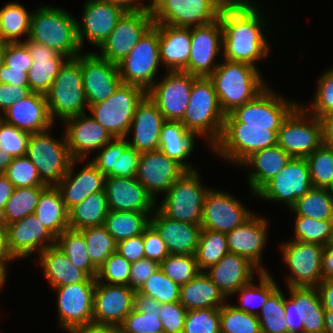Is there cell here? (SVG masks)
Instances as JSON below:
<instances>
[{"label": "cell", "mask_w": 333, "mask_h": 333, "mask_svg": "<svg viewBox=\"0 0 333 333\" xmlns=\"http://www.w3.org/2000/svg\"><path fill=\"white\" fill-rule=\"evenodd\" d=\"M260 7L251 0L242 8L221 10L219 19L223 30L224 60L244 62L258 68L256 62L268 57L271 50L264 33L267 22Z\"/></svg>", "instance_id": "cell-1"}, {"label": "cell", "mask_w": 333, "mask_h": 333, "mask_svg": "<svg viewBox=\"0 0 333 333\" xmlns=\"http://www.w3.org/2000/svg\"><path fill=\"white\" fill-rule=\"evenodd\" d=\"M258 68L244 62L224 60L209 76L225 114L255 99L269 85Z\"/></svg>", "instance_id": "cell-2"}, {"label": "cell", "mask_w": 333, "mask_h": 333, "mask_svg": "<svg viewBox=\"0 0 333 333\" xmlns=\"http://www.w3.org/2000/svg\"><path fill=\"white\" fill-rule=\"evenodd\" d=\"M28 39L44 44L68 58L83 50L77 35V19L63 8L40 5L31 15Z\"/></svg>", "instance_id": "cell-3"}, {"label": "cell", "mask_w": 333, "mask_h": 333, "mask_svg": "<svg viewBox=\"0 0 333 333\" xmlns=\"http://www.w3.org/2000/svg\"><path fill=\"white\" fill-rule=\"evenodd\" d=\"M224 118L212 81L209 77H197L180 123L197 137L203 136L211 149L220 138Z\"/></svg>", "instance_id": "cell-4"}, {"label": "cell", "mask_w": 333, "mask_h": 333, "mask_svg": "<svg viewBox=\"0 0 333 333\" xmlns=\"http://www.w3.org/2000/svg\"><path fill=\"white\" fill-rule=\"evenodd\" d=\"M277 138L278 131L271 130V126H245L228 113L211 151L238 166L254 152L276 146Z\"/></svg>", "instance_id": "cell-5"}, {"label": "cell", "mask_w": 333, "mask_h": 333, "mask_svg": "<svg viewBox=\"0 0 333 333\" xmlns=\"http://www.w3.org/2000/svg\"><path fill=\"white\" fill-rule=\"evenodd\" d=\"M48 110L53 122L86 114L88 104L84 94L80 54L68 58L62 65L50 90L46 93Z\"/></svg>", "instance_id": "cell-6"}, {"label": "cell", "mask_w": 333, "mask_h": 333, "mask_svg": "<svg viewBox=\"0 0 333 333\" xmlns=\"http://www.w3.org/2000/svg\"><path fill=\"white\" fill-rule=\"evenodd\" d=\"M199 174L197 169L186 170L156 207L170 219L201 225L203 205L210 188L202 184Z\"/></svg>", "instance_id": "cell-7"}, {"label": "cell", "mask_w": 333, "mask_h": 333, "mask_svg": "<svg viewBox=\"0 0 333 333\" xmlns=\"http://www.w3.org/2000/svg\"><path fill=\"white\" fill-rule=\"evenodd\" d=\"M145 95L142 88L121 83L108 99L88 106L89 116L113 138H127L136 106Z\"/></svg>", "instance_id": "cell-8"}, {"label": "cell", "mask_w": 333, "mask_h": 333, "mask_svg": "<svg viewBox=\"0 0 333 333\" xmlns=\"http://www.w3.org/2000/svg\"><path fill=\"white\" fill-rule=\"evenodd\" d=\"M322 144L321 120L298 104L282 122L277 145L292 158H305Z\"/></svg>", "instance_id": "cell-9"}, {"label": "cell", "mask_w": 333, "mask_h": 333, "mask_svg": "<svg viewBox=\"0 0 333 333\" xmlns=\"http://www.w3.org/2000/svg\"><path fill=\"white\" fill-rule=\"evenodd\" d=\"M160 64L159 30L153 24L118 64L121 81L147 92L156 82L154 79Z\"/></svg>", "instance_id": "cell-10"}, {"label": "cell", "mask_w": 333, "mask_h": 333, "mask_svg": "<svg viewBox=\"0 0 333 333\" xmlns=\"http://www.w3.org/2000/svg\"><path fill=\"white\" fill-rule=\"evenodd\" d=\"M50 130L30 135L25 156L36 166L46 186H56L66 175L73 158L65 135L59 141L51 136Z\"/></svg>", "instance_id": "cell-11"}, {"label": "cell", "mask_w": 333, "mask_h": 333, "mask_svg": "<svg viewBox=\"0 0 333 333\" xmlns=\"http://www.w3.org/2000/svg\"><path fill=\"white\" fill-rule=\"evenodd\" d=\"M154 24L191 28L214 22L221 9L211 0H150Z\"/></svg>", "instance_id": "cell-12"}, {"label": "cell", "mask_w": 333, "mask_h": 333, "mask_svg": "<svg viewBox=\"0 0 333 333\" xmlns=\"http://www.w3.org/2000/svg\"><path fill=\"white\" fill-rule=\"evenodd\" d=\"M283 262L291 272L286 276L288 287H317L322 281L324 246L299 241H285L279 246Z\"/></svg>", "instance_id": "cell-13"}, {"label": "cell", "mask_w": 333, "mask_h": 333, "mask_svg": "<svg viewBox=\"0 0 333 333\" xmlns=\"http://www.w3.org/2000/svg\"><path fill=\"white\" fill-rule=\"evenodd\" d=\"M284 319L288 333H324V309L316 287H288Z\"/></svg>", "instance_id": "cell-14"}, {"label": "cell", "mask_w": 333, "mask_h": 333, "mask_svg": "<svg viewBox=\"0 0 333 333\" xmlns=\"http://www.w3.org/2000/svg\"><path fill=\"white\" fill-rule=\"evenodd\" d=\"M153 24L150 10L126 11L97 54L118 65Z\"/></svg>", "instance_id": "cell-15"}, {"label": "cell", "mask_w": 333, "mask_h": 333, "mask_svg": "<svg viewBox=\"0 0 333 333\" xmlns=\"http://www.w3.org/2000/svg\"><path fill=\"white\" fill-rule=\"evenodd\" d=\"M196 78L184 71H167L164 78L155 82L146 94L156 104L166 121H181Z\"/></svg>", "instance_id": "cell-16"}, {"label": "cell", "mask_w": 333, "mask_h": 333, "mask_svg": "<svg viewBox=\"0 0 333 333\" xmlns=\"http://www.w3.org/2000/svg\"><path fill=\"white\" fill-rule=\"evenodd\" d=\"M299 103L288 101L267 87L255 99L236 107L230 114L245 126H271L279 131L282 122Z\"/></svg>", "instance_id": "cell-17"}, {"label": "cell", "mask_w": 333, "mask_h": 333, "mask_svg": "<svg viewBox=\"0 0 333 333\" xmlns=\"http://www.w3.org/2000/svg\"><path fill=\"white\" fill-rule=\"evenodd\" d=\"M312 187L305 158H292L256 193V197L265 201L285 203L291 208L296 200L304 196Z\"/></svg>", "instance_id": "cell-18"}, {"label": "cell", "mask_w": 333, "mask_h": 333, "mask_svg": "<svg viewBox=\"0 0 333 333\" xmlns=\"http://www.w3.org/2000/svg\"><path fill=\"white\" fill-rule=\"evenodd\" d=\"M222 34L219 18L206 25L191 27V52L183 71L196 77H209L219 65L215 60L222 55Z\"/></svg>", "instance_id": "cell-19"}, {"label": "cell", "mask_w": 333, "mask_h": 333, "mask_svg": "<svg viewBox=\"0 0 333 333\" xmlns=\"http://www.w3.org/2000/svg\"><path fill=\"white\" fill-rule=\"evenodd\" d=\"M80 64L88 106L108 99L122 83L118 65L96 52L80 53Z\"/></svg>", "instance_id": "cell-20"}, {"label": "cell", "mask_w": 333, "mask_h": 333, "mask_svg": "<svg viewBox=\"0 0 333 333\" xmlns=\"http://www.w3.org/2000/svg\"><path fill=\"white\" fill-rule=\"evenodd\" d=\"M253 214V211L248 210L230 193L210 189L203 205L201 227L228 233L242 225Z\"/></svg>", "instance_id": "cell-21"}, {"label": "cell", "mask_w": 333, "mask_h": 333, "mask_svg": "<svg viewBox=\"0 0 333 333\" xmlns=\"http://www.w3.org/2000/svg\"><path fill=\"white\" fill-rule=\"evenodd\" d=\"M96 282L53 288L57 295L59 326L63 330L93 323V294Z\"/></svg>", "instance_id": "cell-22"}, {"label": "cell", "mask_w": 333, "mask_h": 333, "mask_svg": "<svg viewBox=\"0 0 333 333\" xmlns=\"http://www.w3.org/2000/svg\"><path fill=\"white\" fill-rule=\"evenodd\" d=\"M136 291L128 285L96 281L93 294V323L119 327L134 309Z\"/></svg>", "instance_id": "cell-23"}, {"label": "cell", "mask_w": 333, "mask_h": 333, "mask_svg": "<svg viewBox=\"0 0 333 333\" xmlns=\"http://www.w3.org/2000/svg\"><path fill=\"white\" fill-rule=\"evenodd\" d=\"M81 23L77 20V35L81 48L84 40L99 48L126 12L122 7L103 0L84 3Z\"/></svg>", "instance_id": "cell-24"}, {"label": "cell", "mask_w": 333, "mask_h": 333, "mask_svg": "<svg viewBox=\"0 0 333 333\" xmlns=\"http://www.w3.org/2000/svg\"><path fill=\"white\" fill-rule=\"evenodd\" d=\"M185 171L180 163L158 149L140 154L136 179L157 202V194L166 193Z\"/></svg>", "instance_id": "cell-25"}, {"label": "cell", "mask_w": 333, "mask_h": 333, "mask_svg": "<svg viewBox=\"0 0 333 333\" xmlns=\"http://www.w3.org/2000/svg\"><path fill=\"white\" fill-rule=\"evenodd\" d=\"M8 248L13 257L29 258L31 254L41 253L55 246L56 238L41 224L34 214L4 226Z\"/></svg>", "instance_id": "cell-26"}, {"label": "cell", "mask_w": 333, "mask_h": 333, "mask_svg": "<svg viewBox=\"0 0 333 333\" xmlns=\"http://www.w3.org/2000/svg\"><path fill=\"white\" fill-rule=\"evenodd\" d=\"M65 139L73 159H87L92 151L100 150L113 137L96 120L87 114L63 121Z\"/></svg>", "instance_id": "cell-27"}, {"label": "cell", "mask_w": 333, "mask_h": 333, "mask_svg": "<svg viewBox=\"0 0 333 333\" xmlns=\"http://www.w3.org/2000/svg\"><path fill=\"white\" fill-rule=\"evenodd\" d=\"M268 222L255 213L242 225L226 233L229 252L241 255L260 272H268L263 265L262 253L267 244Z\"/></svg>", "instance_id": "cell-28"}, {"label": "cell", "mask_w": 333, "mask_h": 333, "mask_svg": "<svg viewBox=\"0 0 333 333\" xmlns=\"http://www.w3.org/2000/svg\"><path fill=\"white\" fill-rule=\"evenodd\" d=\"M104 190L110 211H134L152 215L157 205L136 177H105Z\"/></svg>", "instance_id": "cell-29"}, {"label": "cell", "mask_w": 333, "mask_h": 333, "mask_svg": "<svg viewBox=\"0 0 333 333\" xmlns=\"http://www.w3.org/2000/svg\"><path fill=\"white\" fill-rule=\"evenodd\" d=\"M0 118L29 134L40 133L54 126L46 94L38 92H31L24 99L18 100Z\"/></svg>", "instance_id": "cell-30"}, {"label": "cell", "mask_w": 333, "mask_h": 333, "mask_svg": "<svg viewBox=\"0 0 333 333\" xmlns=\"http://www.w3.org/2000/svg\"><path fill=\"white\" fill-rule=\"evenodd\" d=\"M166 120L156 104L147 96L137 104L127 137L133 133L129 146L138 152H150L159 149L161 128Z\"/></svg>", "instance_id": "cell-31"}, {"label": "cell", "mask_w": 333, "mask_h": 333, "mask_svg": "<svg viewBox=\"0 0 333 333\" xmlns=\"http://www.w3.org/2000/svg\"><path fill=\"white\" fill-rule=\"evenodd\" d=\"M150 225L166 244L169 254L195 255L202 230L201 225L170 219L157 207L150 216Z\"/></svg>", "instance_id": "cell-32"}, {"label": "cell", "mask_w": 333, "mask_h": 333, "mask_svg": "<svg viewBox=\"0 0 333 333\" xmlns=\"http://www.w3.org/2000/svg\"><path fill=\"white\" fill-rule=\"evenodd\" d=\"M80 161L83 162L84 159H73L66 175L56 185L67 210L82 202L89 195L104 191L106 176L91 161L86 162L78 174H73L76 163Z\"/></svg>", "instance_id": "cell-33"}, {"label": "cell", "mask_w": 333, "mask_h": 333, "mask_svg": "<svg viewBox=\"0 0 333 333\" xmlns=\"http://www.w3.org/2000/svg\"><path fill=\"white\" fill-rule=\"evenodd\" d=\"M22 42L26 45L33 60L28 71L29 88L32 92L46 94L68 57L30 39Z\"/></svg>", "instance_id": "cell-34"}, {"label": "cell", "mask_w": 333, "mask_h": 333, "mask_svg": "<svg viewBox=\"0 0 333 333\" xmlns=\"http://www.w3.org/2000/svg\"><path fill=\"white\" fill-rule=\"evenodd\" d=\"M254 272L260 271L246 258L231 252L205 271L226 298L254 279Z\"/></svg>", "instance_id": "cell-35"}, {"label": "cell", "mask_w": 333, "mask_h": 333, "mask_svg": "<svg viewBox=\"0 0 333 333\" xmlns=\"http://www.w3.org/2000/svg\"><path fill=\"white\" fill-rule=\"evenodd\" d=\"M159 30L161 65L167 71H183L191 52V28L155 24Z\"/></svg>", "instance_id": "cell-36"}, {"label": "cell", "mask_w": 333, "mask_h": 333, "mask_svg": "<svg viewBox=\"0 0 333 333\" xmlns=\"http://www.w3.org/2000/svg\"><path fill=\"white\" fill-rule=\"evenodd\" d=\"M291 159L292 157L278 145L256 151L246 158L239 166H251L250 168L254 169H250L247 177L251 195L255 196Z\"/></svg>", "instance_id": "cell-37"}, {"label": "cell", "mask_w": 333, "mask_h": 333, "mask_svg": "<svg viewBox=\"0 0 333 333\" xmlns=\"http://www.w3.org/2000/svg\"><path fill=\"white\" fill-rule=\"evenodd\" d=\"M39 262L43 274L52 288L77 284L82 282H96L85 271L75 267L67 256L57 246H52L39 255Z\"/></svg>", "instance_id": "cell-38"}, {"label": "cell", "mask_w": 333, "mask_h": 333, "mask_svg": "<svg viewBox=\"0 0 333 333\" xmlns=\"http://www.w3.org/2000/svg\"><path fill=\"white\" fill-rule=\"evenodd\" d=\"M205 272H199L191 281L181 286L180 303L187 311L220 308L227 300Z\"/></svg>", "instance_id": "cell-39"}, {"label": "cell", "mask_w": 333, "mask_h": 333, "mask_svg": "<svg viewBox=\"0 0 333 333\" xmlns=\"http://www.w3.org/2000/svg\"><path fill=\"white\" fill-rule=\"evenodd\" d=\"M195 137L180 121H165L161 128L159 149L186 170H195L194 166L185 161L195 148Z\"/></svg>", "instance_id": "cell-40"}, {"label": "cell", "mask_w": 333, "mask_h": 333, "mask_svg": "<svg viewBox=\"0 0 333 333\" xmlns=\"http://www.w3.org/2000/svg\"><path fill=\"white\" fill-rule=\"evenodd\" d=\"M162 304L154 298L136 292L134 309L119 326L121 333H152L162 331L159 318Z\"/></svg>", "instance_id": "cell-41"}, {"label": "cell", "mask_w": 333, "mask_h": 333, "mask_svg": "<svg viewBox=\"0 0 333 333\" xmlns=\"http://www.w3.org/2000/svg\"><path fill=\"white\" fill-rule=\"evenodd\" d=\"M33 214L55 238L69 229L68 210L56 186H47L41 192Z\"/></svg>", "instance_id": "cell-42"}, {"label": "cell", "mask_w": 333, "mask_h": 333, "mask_svg": "<svg viewBox=\"0 0 333 333\" xmlns=\"http://www.w3.org/2000/svg\"><path fill=\"white\" fill-rule=\"evenodd\" d=\"M109 211L105 190L93 193L68 210L69 229L103 225Z\"/></svg>", "instance_id": "cell-43"}, {"label": "cell", "mask_w": 333, "mask_h": 333, "mask_svg": "<svg viewBox=\"0 0 333 333\" xmlns=\"http://www.w3.org/2000/svg\"><path fill=\"white\" fill-rule=\"evenodd\" d=\"M32 12L18 2H9L0 9V40L5 43L22 42L28 39Z\"/></svg>", "instance_id": "cell-44"}, {"label": "cell", "mask_w": 333, "mask_h": 333, "mask_svg": "<svg viewBox=\"0 0 333 333\" xmlns=\"http://www.w3.org/2000/svg\"><path fill=\"white\" fill-rule=\"evenodd\" d=\"M150 216V213L134 211H109L103 225L118 243L142 234L150 225Z\"/></svg>", "instance_id": "cell-45"}, {"label": "cell", "mask_w": 333, "mask_h": 333, "mask_svg": "<svg viewBox=\"0 0 333 333\" xmlns=\"http://www.w3.org/2000/svg\"><path fill=\"white\" fill-rule=\"evenodd\" d=\"M259 283H253V279L235 294H239L240 305L234 304L238 309L257 316L268 297L279 287L270 272H259ZM258 310L256 311V309Z\"/></svg>", "instance_id": "cell-46"}, {"label": "cell", "mask_w": 333, "mask_h": 333, "mask_svg": "<svg viewBox=\"0 0 333 333\" xmlns=\"http://www.w3.org/2000/svg\"><path fill=\"white\" fill-rule=\"evenodd\" d=\"M290 209L296 216L333 221V197L326 188L312 187Z\"/></svg>", "instance_id": "cell-47"}, {"label": "cell", "mask_w": 333, "mask_h": 333, "mask_svg": "<svg viewBox=\"0 0 333 333\" xmlns=\"http://www.w3.org/2000/svg\"><path fill=\"white\" fill-rule=\"evenodd\" d=\"M55 245L64 253L71 263L85 271L91 278H96L98 269L91 263L83 234L78 230H64Z\"/></svg>", "instance_id": "cell-48"}, {"label": "cell", "mask_w": 333, "mask_h": 333, "mask_svg": "<svg viewBox=\"0 0 333 333\" xmlns=\"http://www.w3.org/2000/svg\"><path fill=\"white\" fill-rule=\"evenodd\" d=\"M46 187L14 188L12 196L6 202L5 209L0 217V224L5 226L33 214L39 203L40 194Z\"/></svg>", "instance_id": "cell-49"}, {"label": "cell", "mask_w": 333, "mask_h": 333, "mask_svg": "<svg viewBox=\"0 0 333 333\" xmlns=\"http://www.w3.org/2000/svg\"><path fill=\"white\" fill-rule=\"evenodd\" d=\"M229 253L226 233L202 229L195 253L198 268L205 272Z\"/></svg>", "instance_id": "cell-50"}, {"label": "cell", "mask_w": 333, "mask_h": 333, "mask_svg": "<svg viewBox=\"0 0 333 333\" xmlns=\"http://www.w3.org/2000/svg\"><path fill=\"white\" fill-rule=\"evenodd\" d=\"M293 241L327 246L333 241V221L295 216Z\"/></svg>", "instance_id": "cell-51"}, {"label": "cell", "mask_w": 333, "mask_h": 333, "mask_svg": "<svg viewBox=\"0 0 333 333\" xmlns=\"http://www.w3.org/2000/svg\"><path fill=\"white\" fill-rule=\"evenodd\" d=\"M87 245L91 263L99 269L105 260L116 252L117 243L104 225L80 230Z\"/></svg>", "instance_id": "cell-52"}, {"label": "cell", "mask_w": 333, "mask_h": 333, "mask_svg": "<svg viewBox=\"0 0 333 333\" xmlns=\"http://www.w3.org/2000/svg\"><path fill=\"white\" fill-rule=\"evenodd\" d=\"M284 316V294L278 287L268 297L257 315L261 333H288L287 321Z\"/></svg>", "instance_id": "cell-53"}, {"label": "cell", "mask_w": 333, "mask_h": 333, "mask_svg": "<svg viewBox=\"0 0 333 333\" xmlns=\"http://www.w3.org/2000/svg\"><path fill=\"white\" fill-rule=\"evenodd\" d=\"M305 160L312 186L328 189L333 182V148L322 144Z\"/></svg>", "instance_id": "cell-54"}, {"label": "cell", "mask_w": 333, "mask_h": 333, "mask_svg": "<svg viewBox=\"0 0 333 333\" xmlns=\"http://www.w3.org/2000/svg\"><path fill=\"white\" fill-rule=\"evenodd\" d=\"M220 333H261L257 316L227 302L220 307Z\"/></svg>", "instance_id": "cell-55"}, {"label": "cell", "mask_w": 333, "mask_h": 333, "mask_svg": "<svg viewBox=\"0 0 333 333\" xmlns=\"http://www.w3.org/2000/svg\"><path fill=\"white\" fill-rule=\"evenodd\" d=\"M180 289L181 286L173 282L159 268L144 282L137 293L154 298L162 304L180 301Z\"/></svg>", "instance_id": "cell-56"}, {"label": "cell", "mask_w": 333, "mask_h": 333, "mask_svg": "<svg viewBox=\"0 0 333 333\" xmlns=\"http://www.w3.org/2000/svg\"><path fill=\"white\" fill-rule=\"evenodd\" d=\"M160 268L179 286L191 281L200 272L195 255L169 254L160 263Z\"/></svg>", "instance_id": "cell-57"}, {"label": "cell", "mask_w": 333, "mask_h": 333, "mask_svg": "<svg viewBox=\"0 0 333 333\" xmlns=\"http://www.w3.org/2000/svg\"><path fill=\"white\" fill-rule=\"evenodd\" d=\"M4 174L14 188L46 186L39 177L36 166L27 156L12 158Z\"/></svg>", "instance_id": "cell-58"}, {"label": "cell", "mask_w": 333, "mask_h": 333, "mask_svg": "<svg viewBox=\"0 0 333 333\" xmlns=\"http://www.w3.org/2000/svg\"><path fill=\"white\" fill-rule=\"evenodd\" d=\"M302 106L319 119L333 113V68L324 71L318 79L313 102L309 107Z\"/></svg>", "instance_id": "cell-59"}, {"label": "cell", "mask_w": 333, "mask_h": 333, "mask_svg": "<svg viewBox=\"0 0 333 333\" xmlns=\"http://www.w3.org/2000/svg\"><path fill=\"white\" fill-rule=\"evenodd\" d=\"M131 264L119 253H112L98 269L96 281L129 286Z\"/></svg>", "instance_id": "cell-60"}, {"label": "cell", "mask_w": 333, "mask_h": 333, "mask_svg": "<svg viewBox=\"0 0 333 333\" xmlns=\"http://www.w3.org/2000/svg\"><path fill=\"white\" fill-rule=\"evenodd\" d=\"M183 333H220V308L189 310Z\"/></svg>", "instance_id": "cell-61"}, {"label": "cell", "mask_w": 333, "mask_h": 333, "mask_svg": "<svg viewBox=\"0 0 333 333\" xmlns=\"http://www.w3.org/2000/svg\"><path fill=\"white\" fill-rule=\"evenodd\" d=\"M30 135L0 118V150L6 155L25 156Z\"/></svg>", "instance_id": "cell-62"}, {"label": "cell", "mask_w": 333, "mask_h": 333, "mask_svg": "<svg viewBox=\"0 0 333 333\" xmlns=\"http://www.w3.org/2000/svg\"><path fill=\"white\" fill-rule=\"evenodd\" d=\"M127 138H113L100 150V153L91 159V163L107 176L115 167V161L124 153L129 146Z\"/></svg>", "instance_id": "cell-63"}, {"label": "cell", "mask_w": 333, "mask_h": 333, "mask_svg": "<svg viewBox=\"0 0 333 333\" xmlns=\"http://www.w3.org/2000/svg\"><path fill=\"white\" fill-rule=\"evenodd\" d=\"M187 312L179 301L162 303L159 318L163 330L166 333H183Z\"/></svg>", "instance_id": "cell-64"}, {"label": "cell", "mask_w": 333, "mask_h": 333, "mask_svg": "<svg viewBox=\"0 0 333 333\" xmlns=\"http://www.w3.org/2000/svg\"><path fill=\"white\" fill-rule=\"evenodd\" d=\"M32 62L33 60L23 42L6 43L3 63L9 69L22 70V72L28 73Z\"/></svg>", "instance_id": "cell-65"}, {"label": "cell", "mask_w": 333, "mask_h": 333, "mask_svg": "<svg viewBox=\"0 0 333 333\" xmlns=\"http://www.w3.org/2000/svg\"><path fill=\"white\" fill-rule=\"evenodd\" d=\"M140 152L128 146L124 153L115 161V167L106 177L132 178L136 177Z\"/></svg>", "instance_id": "cell-66"}, {"label": "cell", "mask_w": 333, "mask_h": 333, "mask_svg": "<svg viewBox=\"0 0 333 333\" xmlns=\"http://www.w3.org/2000/svg\"><path fill=\"white\" fill-rule=\"evenodd\" d=\"M143 240L146 259L160 264L169 255L166 244L151 225L143 231Z\"/></svg>", "instance_id": "cell-67"}, {"label": "cell", "mask_w": 333, "mask_h": 333, "mask_svg": "<svg viewBox=\"0 0 333 333\" xmlns=\"http://www.w3.org/2000/svg\"><path fill=\"white\" fill-rule=\"evenodd\" d=\"M160 268V264L150 259H140L131 264L129 286L136 292L141 288L144 282Z\"/></svg>", "instance_id": "cell-68"}, {"label": "cell", "mask_w": 333, "mask_h": 333, "mask_svg": "<svg viewBox=\"0 0 333 333\" xmlns=\"http://www.w3.org/2000/svg\"><path fill=\"white\" fill-rule=\"evenodd\" d=\"M116 252L130 263L145 258L143 233L118 242Z\"/></svg>", "instance_id": "cell-69"}, {"label": "cell", "mask_w": 333, "mask_h": 333, "mask_svg": "<svg viewBox=\"0 0 333 333\" xmlns=\"http://www.w3.org/2000/svg\"><path fill=\"white\" fill-rule=\"evenodd\" d=\"M32 91L29 87L0 83V116L14 103L27 97Z\"/></svg>", "instance_id": "cell-70"}, {"label": "cell", "mask_w": 333, "mask_h": 333, "mask_svg": "<svg viewBox=\"0 0 333 333\" xmlns=\"http://www.w3.org/2000/svg\"><path fill=\"white\" fill-rule=\"evenodd\" d=\"M0 83L29 87L28 73L22 72V70L9 69V67L3 63L0 67Z\"/></svg>", "instance_id": "cell-71"}, {"label": "cell", "mask_w": 333, "mask_h": 333, "mask_svg": "<svg viewBox=\"0 0 333 333\" xmlns=\"http://www.w3.org/2000/svg\"><path fill=\"white\" fill-rule=\"evenodd\" d=\"M316 288L323 309L333 312V280H323Z\"/></svg>", "instance_id": "cell-72"}, {"label": "cell", "mask_w": 333, "mask_h": 333, "mask_svg": "<svg viewBox=\"0 0 333 333\" xmlns=\"http://www.w3.org/2000/svg\"><path fill=\"white\" fill-rule=\"evenodd\" d=\"M68 333H121L120 328L113 325L87 324L67 330Z\"/></svg>", "instance_id": "cell-73"}, {"label": "cell", "mask_w": 333, "mask_h": 333, "mask_svg": "<svg viewBox=\"0 0 333 333\" xmlns=\"http://www.w3.org/2000/svg\"><path fill=\"white\" fill-rule=\"evenodd\" d=\"M323 280H333V244H328L322 251Z\"/></svg>", "instance_id": "cell-74"}, {"label": "cell", "mask_w": 333, "mask_h": 333, "mask_svg": "<svg viewBox=\"0 0 333 333\" xmlns=\"http://www.w3.org/2000/svg\"><path fill=\"white\" fill-rule=\"evenodd\" d=\"M13 190V184L7 179L4 173H0V217L5 209L6 202L12 196Z\"/></svg>", "instance_id": "cell-75"}, {"label": "cell", "mask_w": 333, "mask_h": 333, "mask_svg": "<svg viewBox=\"0 0 333 333\" xmlns=\"http://www.w3.org/2000/svg\"><path fill=\"white\" fill-rule=\"evenodd\" d=\"M322 123L323 144L333 148V113L320 118Z\"/></svg>", "instance_id": "cell-76"}, {"label": "cell", "mask_w": 333, "mask_h": 333, "mask_svg": "<svg viewBox=\"0 0 333 333\" xmlns=\"http://www.w3.org/2000/svg\"><path fill=\"white\" fill-rule=\"evenodd\" d=\"M12 261H15V258L8 248L6 230L5 227L0 224V264H8Z\"/></svg>", "instance_id": "cell-77"}, {"label": "cell", "mask_w": 333, "mask_h": 333, "mask_svg": "<svg viewBox=\"0 0 333 333\" xmlns=\"http://www.w3.org/2000/svg\"><path fill=\"white\" fill-rule=\"evenodd\" d=\"M122 7L125 11H141L150 10L151 2L146 5L142 4L141 0H103ZM143 1V0H142Z\"/></svg>", "instance_id": "cell-78"}, {"label": "cell", "mask_w": 333, "mask_h": 333, "mask_svg": "<svg viewBox=\"0 0 333 333\" xmlns=\"http://www.w3.org/2000/svg\"><path fill=\"white\" fill-rule=\"evenodd\" d=\"M221 10L238 9L246 6L251 0H211Z\"/></svg>", "instance_id": "cell-79"}, {"label": "cell", "mask_w": 333, "mask_h": 333, "mask_svg": "<svg viewBox=\"0 0 333 333\" xmlns=\"http://www.w3.org/2000/svg\"><path fill=\"white\" fill-rule=\"evenodd\" d=\"M324 333H333V312L324 311Z\"/></svg>", "instance_id": "cell-80"}]
</instances>
